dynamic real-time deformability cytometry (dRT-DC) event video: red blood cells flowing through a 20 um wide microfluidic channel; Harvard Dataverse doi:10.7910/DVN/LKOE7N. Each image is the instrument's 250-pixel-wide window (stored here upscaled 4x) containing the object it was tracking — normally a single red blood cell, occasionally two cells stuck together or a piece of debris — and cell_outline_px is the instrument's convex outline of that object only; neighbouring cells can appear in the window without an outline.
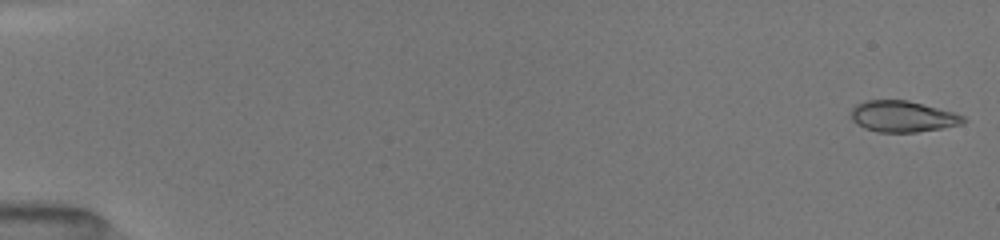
{"species": "common noctule bat (a hibernating species)", "species_latin": "Nyctalus noctula", "temperature_condition": "room temperature", "stored_images_in_passage": 14, "camera_frame_rate_fps": 3000, "um_per_image_px": 0.085, "animal": {"sex": "female", "body_mass_g": 19.5, "forearm_length_mm": 54.1}, "frame": {"image": 1, "passage_image": 1, "time_ms": 0.0, "image_size_px": [1000, 240], "cell_outline_px": [[968, 120], [960, 124], [940, 128], [916, 132], [876, 132], [864, 128], [856, 124], [852, 120], [852, 108], [856, 104], [868, 100], [908, 100], [952, 112], [964, 116]], "centroid_in_image_um": [76.7, 9.9], "position_along_channel_um": 8.3, "area_um2": 20.23}}
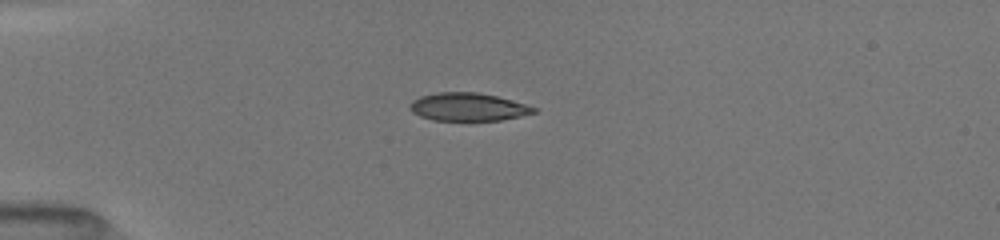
{"frame": {"image": 2, "passage_image": 10, "time_ms": 4.333, "image_size_px": [1000, 240], "cell_outline_px": [[536, 112], [520, 116], [500, 120], [432, 120], [420, 116], [412, 112], [408, 108], [408, 104], [412, 100], [420, 96], [436, 92], [476, 92], [496, 96], [512, 100], [536, 108]], "centroid_in_image_um": [39.72, 9.08], "position_along_channel_um": 45.3, "area_um2": 20.17}}
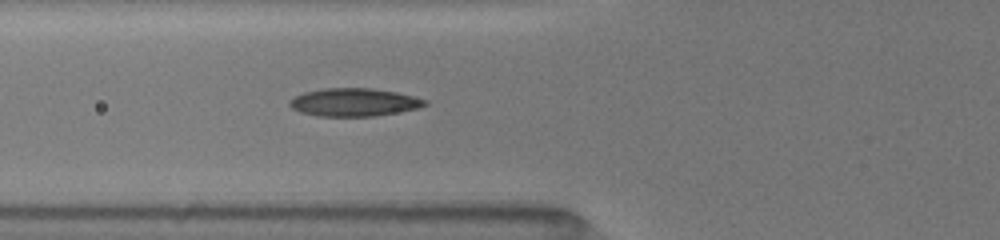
{"frame": {"image": 3, "passage_image": 14, "time_ms": 6.333, "image_size_px": [1000, 240], "cell_outline_px": [[428, 104], [420, 108], [372, 116], [316, 116], [300, 112], [292, 108], [288, 104], [288, 100], [304, 92], [324, 88], [372, 88], [396, 92], [428, 100]], "centroid_in_image_um": [30.08, 8.69], "position_along_channel_um": 95.7, "area_um2": 22.08}}